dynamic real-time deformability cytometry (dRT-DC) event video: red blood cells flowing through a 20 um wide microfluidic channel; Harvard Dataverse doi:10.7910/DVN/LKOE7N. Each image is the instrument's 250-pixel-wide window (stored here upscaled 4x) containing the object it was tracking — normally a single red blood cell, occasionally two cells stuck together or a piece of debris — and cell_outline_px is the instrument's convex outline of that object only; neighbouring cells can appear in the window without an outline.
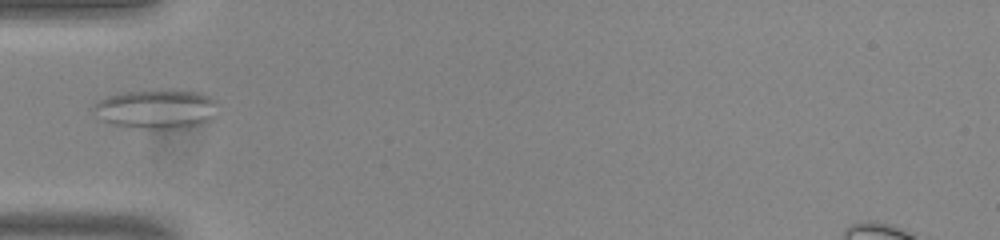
{"species": "common noctule bat (a hibernating species)", "species_latin": "Nyctalus noctula", "temperature_condition": "room temperature", "stored_images_in_passage": 37, "camera_frame_rate_fps": 3000, "um_per_image_px": 0.085, "animal": {"sex": "male", "body_mass_g": 20.0, "forearm_length_mm": 53.3}, "frame": {"image": 1, "passage_image": 1, "time_ms": 0.0, "image_size_px": [1000, 240], "cell_outline_px": [[216, 100], [208, 120], [188, 128], [144, 128], [112, 124], [104, 120], [92, 108], [100, 100], [108, 96], [124, 92], [156, 88], [160, 88], [196, 92], [208, 96]], "centroid_in_image_um": [13.26, 9.23], "position_along_channel_um": 71.7, "area_um2": 27.92}}
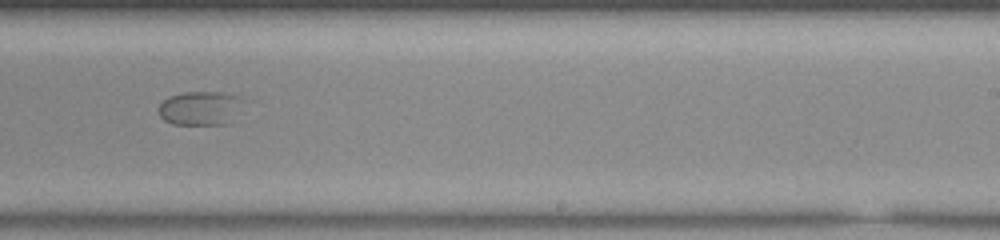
{"frame": {"image": 2, "passage_image": 17, "time_ms": 5.333, "image_size_px": [1000, 240], "cell_outline_px": [[252, 100], [224, 124], [172, 124], [164, 120], [160, 116], [156, 108], [168, 96], [184, 92], [224, 92], [244, 96]], "centroid_in_image_um": [17.11, 9.15], "position_along_channel_um": 271.9, "area_um2": 17.4}}
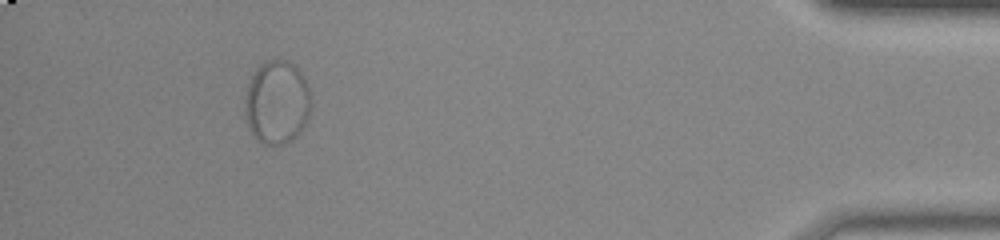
{"frame": {"image": 3, "passage_image": 33, "time_ms": 10.667, "image_size_px": [1000, 240], "cell_outline_px": [[308, 116], [300, 132], [292, 140], [284, 144], [264, 144], [256, 140], [248, 124], [244, 112], [244, 104], [248, 84], [256, 68], [260, 64], [268, 60], [288, 60], [304, 76], [308, 88]], "centroid_in_image_um": [23.5, 8.7], "position_along_channel_um": 411.7, "area_um2": 31.79}}